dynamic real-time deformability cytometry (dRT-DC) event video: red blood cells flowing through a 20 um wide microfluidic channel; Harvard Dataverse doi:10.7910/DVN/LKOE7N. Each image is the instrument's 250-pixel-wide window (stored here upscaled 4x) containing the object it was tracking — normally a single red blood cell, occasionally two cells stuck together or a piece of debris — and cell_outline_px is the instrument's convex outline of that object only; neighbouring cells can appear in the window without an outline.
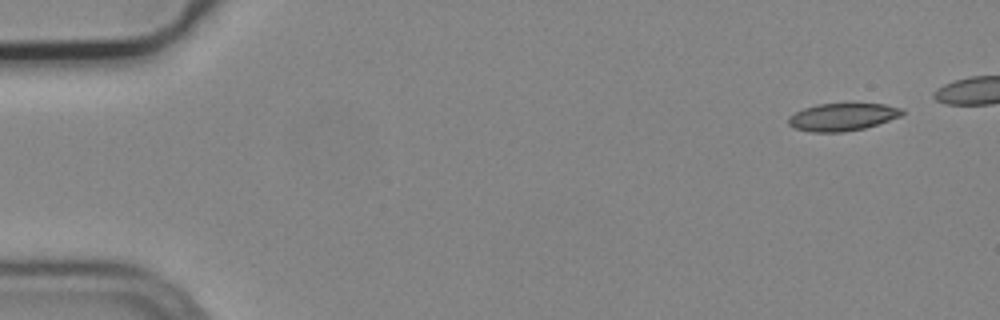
{"species": "common noctule bat (a hibernating species)", "species_latin": "Nyctalus noctula", "temperature_condition": "cold", "stored_images_in_passage": 6, "camera_frame_rate_fps": 3000, "um_per_image_px": 0.085, "animal": {"sex": "male", "body_mass_g": 19.2, "forearm_length_mm": 51.8}, "frame": {"image": 1, "passage_image": 1, "time_ms": 0.0, "image_size_px": [1000, 320], "cell_outline_px": [[904, 112], [900, 116], [864, 128], [844, 132], [812, 132], [796, 128], [788, 124], [788, 116], [804, 108], [816, 104], [884, 104], [904, 108]], "centroid_in_image_um": [71.6, 9.94], "position_along_channel_um": 13.4, "area_um2": 18.09}}
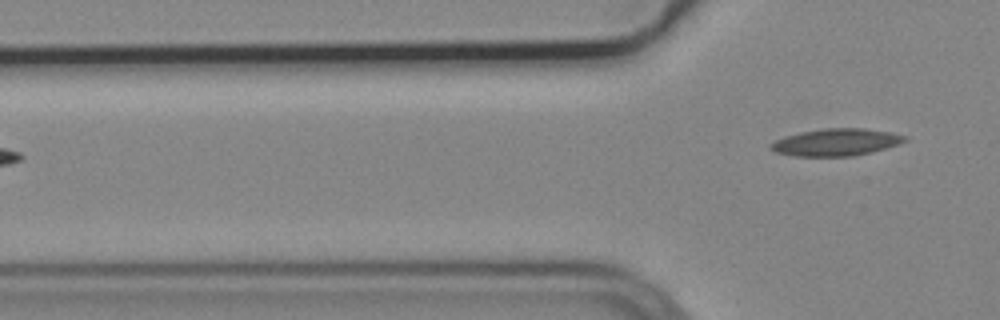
{"frame": {"image": 2, "passage_image": 6, "time_ms": 1.667, "image_size_px": [1000, 320], "cell_outline_px": [[908, 140], [900, 144], [872, 152], [852, 156], [796, 156], [776, 152], [768, 148], [776, 140], [784, 136], [800, 132], [824, 128], [864, 128], [888, 132], [908, 136]], "centroid_in_image_um": [71.1, 12.09], "position_along_channel_um": 54.7, "area_um2": 21.21}}